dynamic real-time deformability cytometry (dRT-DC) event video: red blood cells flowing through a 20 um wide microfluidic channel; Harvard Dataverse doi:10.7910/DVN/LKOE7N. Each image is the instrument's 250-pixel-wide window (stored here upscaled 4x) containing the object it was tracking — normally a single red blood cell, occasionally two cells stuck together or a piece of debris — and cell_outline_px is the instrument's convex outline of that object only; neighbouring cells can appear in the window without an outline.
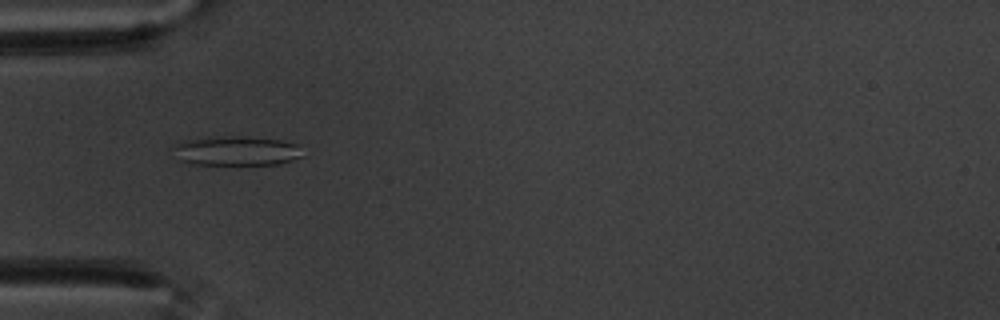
{"species": "common noctule bat (a hibernating species)", "species_latin": "Nyctalus noctula", "temperature_condition": "warm", "stored_images_in_passage": 58, "camera_frame_rate_fps": 3000, "um_per_image_px": 0.085, "animal": {"sex": "male", "body_mass_g": 20.1, "forearm_length_mm": 53.5}, "frame": {"image": 1, "passage_image": 19, "time_ms": 6.0, "image_size_px": [1000, 320], "cell_outline_px": [[304, 156], [280, 164], [192, 164], [180, 160], [176, 148], [176, 144], [184, 140], [220, 136], [240, 136], [280, 140], [296, 144]], "centroid_in_image_um": [20.14, 12.82], "position_along_channel_um": 64.9, "area_um2": 21.79}}
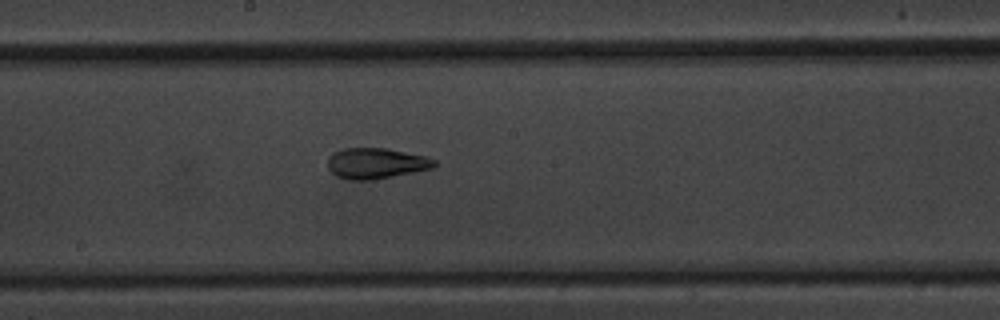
{"frame": {"image": 2, "passage_image": 32, "time_ms": 10.333, "image_size_px": [1000, 320], "cell_outline_px": [[436, 164], [432, 168], [372, 180], [348, 180], [336, 176], [328, 168], [328, 160], [332, 152], [344, 148], [388, 148], [424, 156], [436, 160]], "centroid_in_image_um": [31.93, 13.88], "position_along_channel_um": 216.3, "area_um2": 19.02}}
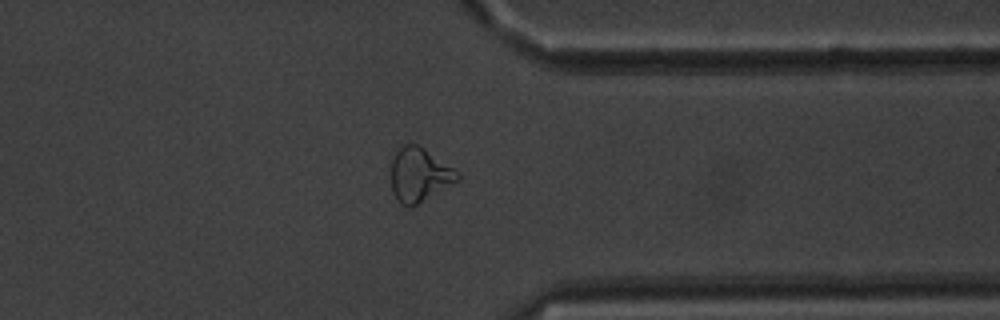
{"frame": {"image": 3, "passage_image": 46, "time_ms": 15.0, "image_size_px": [1000, 320], "cell_outline_px": [[460, 180], [412, 208], [408, 208], [400, 204], [392, 192], [388, 176], [392, 160], [396, 148], [400, 144], [416, 144], [424, 148], [460, 172]], "centroid_in_image_um": [35.6, 14.87], "position_along_channel_um": 375.8, "area_um2": 21.73}, "authors_computed_cell_mechanics": {"area_um2": 21.9062, "velocity_mm_per_s": 3.503, "shape_relaxation_time_tau1_ms": 9.3852, "shape_relaxation_time_tau2_ms": 2.6552, "deformation_change_tau1": 0.2153, "deformation_change_tau2": 0.0921}}